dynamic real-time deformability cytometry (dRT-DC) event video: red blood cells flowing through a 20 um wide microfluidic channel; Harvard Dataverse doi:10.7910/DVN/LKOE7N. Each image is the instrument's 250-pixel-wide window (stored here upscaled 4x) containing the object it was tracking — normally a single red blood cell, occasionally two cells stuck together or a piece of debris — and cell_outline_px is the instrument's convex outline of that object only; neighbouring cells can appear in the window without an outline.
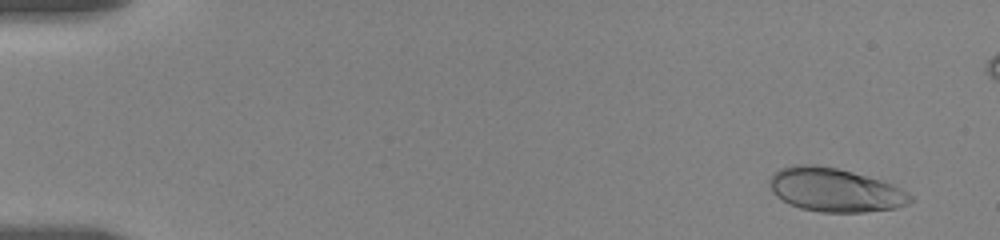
{"species": "human", "species_latin": "Homo sapiens", "temperature_condition": "room temperature", "stored_images_in_passage": 40, "camera_frame_rate_fps": 3000, "um_per_image_px": 0.085, "donor": {"sex": "female"}, "frame": {"image": 1, "passage_image": 6, "time_ms": 1.0, "image_size_px": [1000, 240], "cell_outline_px": [[912, 200], [908, 204], [896, 208], [864, 212], [820, 212], [800, 208], [788, 204], [776, 196], [772, 192], [768, 184], [768, 180], [772, 172], [780, 168], [796, 164], [816, 164], [836, 168], [852, 172], [880, 180], [892, 184], [908, 192], [912, 196]], "centroid_in_image_um": [70.92, 16.14], "position_along_channel_um": 14.1, "area_um2": 36.07}}